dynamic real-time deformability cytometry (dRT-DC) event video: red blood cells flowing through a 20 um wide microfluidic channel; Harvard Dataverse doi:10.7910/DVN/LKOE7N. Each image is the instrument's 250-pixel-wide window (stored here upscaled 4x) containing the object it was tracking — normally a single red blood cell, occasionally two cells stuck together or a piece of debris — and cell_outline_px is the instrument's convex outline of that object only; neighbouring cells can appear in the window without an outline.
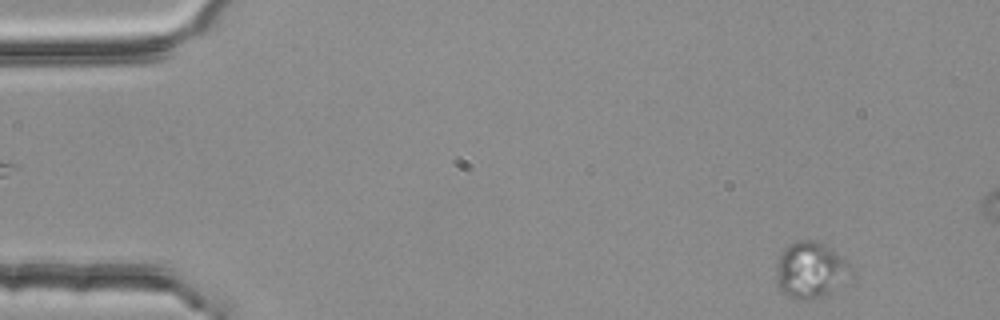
{"species": "common noctule bat (a hibernating species)", "species_latin": "Nyctalus noctula", "temperature_condition": "room temperature", "stored_images_in_passage": 4, "segment_of_instrument_passage": [2, 2], "camera_frame_rate_fps": 3000, "um_per_image_px": 0.085, "animal": {"sex": "female", "body_mass_g": 25.1}, "frame": {"image": 1, "passage_image": 4, "time_ms": 1.0, "image_size_px": [1000, 320], "cell_outline_px": [[840, 264], [828, 292], [812, 300], [800, 300], [788, 296], [780, 288], [776, 276], [776, 264], [784, 248], [796, 240], [812, 240], [824, 244], [832, 248], [836, 252], [840, 260]], "centroid_in_image_um": [68.58, 22.9], "position_along_channel_um": 16.4, "area_um2": 21.68}}